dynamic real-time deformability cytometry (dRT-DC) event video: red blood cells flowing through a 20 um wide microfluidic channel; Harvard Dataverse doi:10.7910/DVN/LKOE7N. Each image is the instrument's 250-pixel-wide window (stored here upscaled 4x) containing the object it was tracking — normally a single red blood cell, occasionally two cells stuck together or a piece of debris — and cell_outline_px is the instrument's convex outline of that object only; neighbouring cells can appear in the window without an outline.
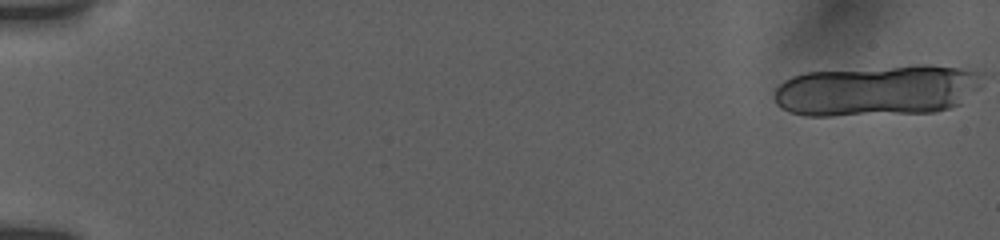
{"species": "human", "species_latin": "Homo sapiens", "temperature_condition": "room temperature", "stored_images_in_passage": 20, "camera_frame_rate_fps": 3000, "um_per_image_px": 0.085, "donor": {"sex": "female"}, "frame": {"image": 1, "passage_image": 1, "time_ms": 0.0, "image_size_px": [1000, 240], "cell_outline_px": [[984, 72], [980, 88], [960, 104], [936, 112], [832, 116], [804, 116], [780, 108], [776, 104], [772, 96], [776, 88], [784, 80], [792, 76], [804, 72], [916, 64], [928, 64], [960, 68]], "centroid_in_image_um": [74.57, 7.68], "position_along_channel_um": 10.4, "area_um2": 63.0}}